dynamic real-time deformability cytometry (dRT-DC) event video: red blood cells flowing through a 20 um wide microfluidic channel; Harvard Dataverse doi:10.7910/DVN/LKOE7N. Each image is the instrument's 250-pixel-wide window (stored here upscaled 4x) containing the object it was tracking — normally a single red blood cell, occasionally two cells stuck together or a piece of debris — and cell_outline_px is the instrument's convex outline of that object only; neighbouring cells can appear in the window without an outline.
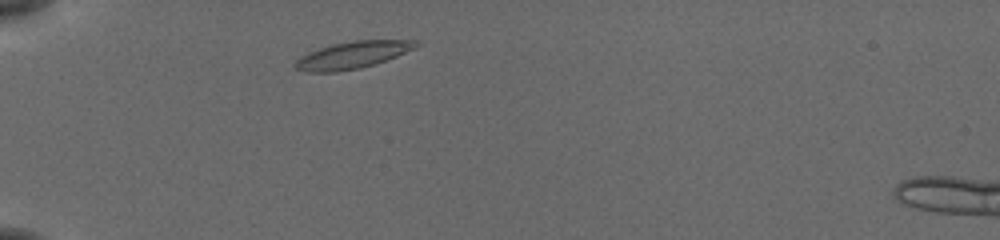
{"species": "common noctule bat (a hibernating species)", "species_latin": "Nyctalus noctula", "temperature_condition": "cold", "stored_images_in_passage": 42, "camera_frame_rate_fps": 3000, "um_per_image_px": 0.085, "animal": {"sex": "female", "body_mass_g": 19.5, "forearm_length_mm": 54.1}, "frame": {"image": 1, "passage_image": 4, "time_ms": 1.0, "image_size_px": [1000, 240], "cell_outline_px": [[420, 44], [416, 48], [396, 56], [360, 68], [336, 72], [304, 72], [296, 68], [292, 64], [300, 56], [308, 52], [332, 44], [356, 40], [420, 40]], "centroid_in_image_um": [29.94, 4.67], "position_along_channel_um": 55.1, "area_um2": 19.02}}
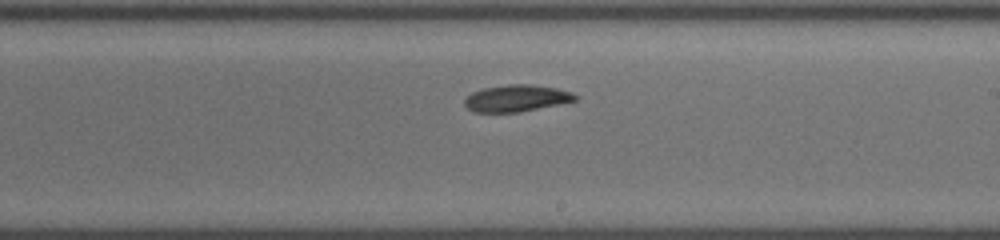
{"frame": {"image": 2, "passage_image": 21, "time_ms": 6.667, "image_size_px": [1000, 240], "cell_outline_px": [[576, 100], [520, 112], [472, 112], [464, 104], [464, 100], [472, 92], [484, 88], [508, 84], [532, 84], [556, 88], [572, 92], [576, 96]], "centroid_in_image_um": [43.87, 8.35], "position_along_channel_um": 245.1, "area_um2": 17.11}}
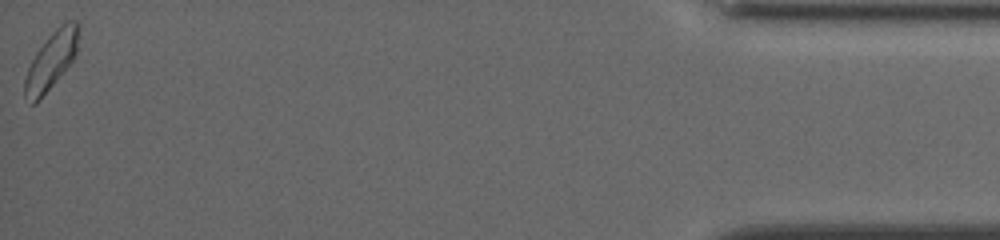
{"frame": {"image": 3, "passage_image": 42, "time_ms": 13.667, "image_size_px": [1000, 240], "cell_outline_px": [[80, 28], [76, 52], [72, 60], [40, 100], [36, 104], [28, 104], [24, 96], [24, 80], [28, 68], [36, 52], [48, 36], [64, 20], [76, 20], [80, 24]], "centroid_in_image_um": [4.35, 5.13], "position_along_channel_um": 430.9, "area_um2": 18.09}, "authors_computed_cell_mechanics": {"area_um2": 17.4556, "velocity_mm_per_s": 3.7571, "shape_relaxation_time_tau1_ms": 9.0029, "shape_relaxation_time_tau2_ms": null, "deformation_change_tau1": 0.1795, "deformation_change_tau2": null}}